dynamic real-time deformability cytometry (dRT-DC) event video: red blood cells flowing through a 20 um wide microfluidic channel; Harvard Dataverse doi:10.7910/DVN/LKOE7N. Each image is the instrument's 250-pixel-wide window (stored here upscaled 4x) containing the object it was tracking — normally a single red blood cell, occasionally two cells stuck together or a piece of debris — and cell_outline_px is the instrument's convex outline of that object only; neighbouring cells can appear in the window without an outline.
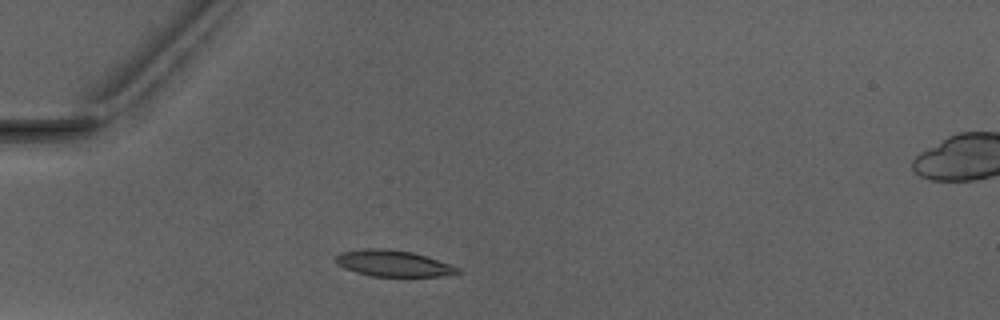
{"species": "Egyptian fruit bat (a non-hibernating species)", "species_latin": "Rousettus aegyptiacus", "temperature_condition": "warm", "stored_images_in_passage": 2, "camera_frame_rate_fps": 3000, "um_per_image_px": 0.085, "animal": {"sex": "male"}, "frame": {"image": 1, "passage_image": 1, "time_ms": 0.0, "image_size_px": [1000, 320], "cell_outline_px": [[460, 272], [440, 276], [372, 276], [356, 272], [344, 268], [336, 260], [336, 256], [340, 252], [364, 248], [384, 248], [412, 252], [460, 268]], "centroid_in_image_um": [33.38, 22.38], "position_along_channel_um": 51.6, "area_um2": 18.26}}